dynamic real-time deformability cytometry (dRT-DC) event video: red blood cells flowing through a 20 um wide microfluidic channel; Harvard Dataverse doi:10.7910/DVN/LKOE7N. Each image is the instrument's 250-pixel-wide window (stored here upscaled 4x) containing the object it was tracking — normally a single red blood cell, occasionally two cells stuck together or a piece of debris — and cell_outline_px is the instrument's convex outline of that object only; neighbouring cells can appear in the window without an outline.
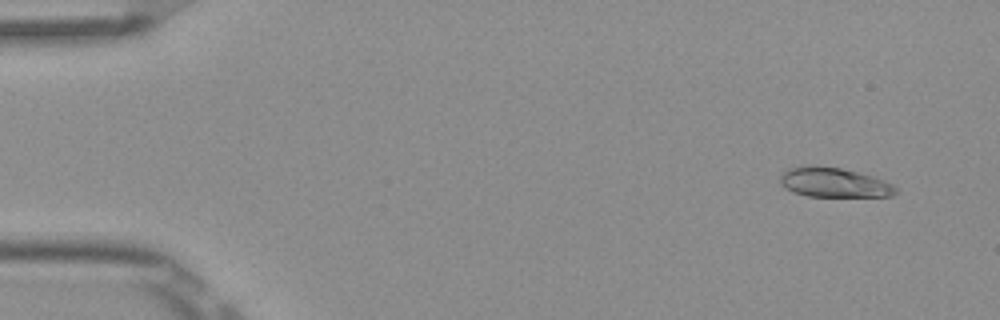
{"species": "Egyptian fruit bat (a non-hibernating species)", "species_latin": "Rousettus aegyptiacus", "temperature_condition": "room temperature", "stored_images_in_passage": 5, "camera_frame_rate_fps": 3000, "um_per_image_px": 0.085, "frame": {"image": 1, "passage_image": 2, "time_ms": 0.333, "image_size_px": [1000, 320], "cell_outline_px": [[896, 192], [892, 196], [808, 196], [792, 192], [784, 188], [780, 184], [780, 172], [792, 168], [840, 168], [872, 176], [884, 180], [892, 184], [896, 188]], "centroid_in_image_um": [70.89, 15.55], "position_along_channel_um": 14.1, "area_um2": 19.25}}
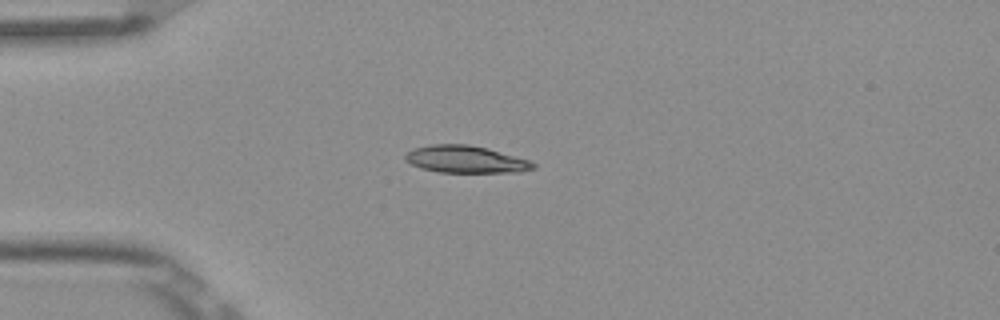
{"frame": {"image": 2, "passage_image": 5, "time_ms": 1.333, "image_size_px": [1000, 320], "cell_outline_px": [[536, 168], [520, 172], [440, 172], [420, 168], [404, 160], [404, 156], [412, 148], [432, 144], [468, 144], [488, 148], [528, 160], [536, 164]], "centroid_in_image_um": [39.56, 13.54], "position_along_channel_um": 45.4, "area_um2": 20.29}}